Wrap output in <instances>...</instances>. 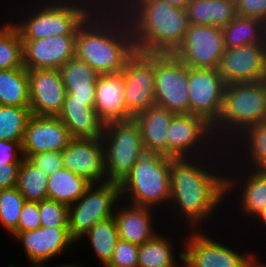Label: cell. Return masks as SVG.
<instances>
[{
    "instance_id": "obj_14",
    "label": "cell",
    "mask_w": 266,
    "mask_h": 267,
    "mask_svg": "<svg viewBox=\"0 0 266 267\" xmlns=\"http://www.w3.org/2000/svg\"><path fill=\"white\" fill-rule=\"evenodd\" d=\"M224 50L222 28L189 25L183 42L173 55L187 67L218 69Z\"/></svg>"
},
{
    "instance_id": "obj_13",
    "label": "cell",
    "mask_w": 266,
    "mask_h": 267,
    "mask_svg": "<svg viewBox=\"0 0 266 267\" xmlns=\"http://www.w3.org/2000/svg\"><path fill=\"white\" fill-rule=\"evenodd\" d=\"M225 87L218 69L188 67L189 114L213 126L222 111Z\"/></svg>"
},
{
    "instance_id": "obj_23",
    "label": "cell",
    "mask_w": 266,
    "mask_h": 267,
    "mask_svg": "<svg viewBox=\"0 0 266 267\" xmlns=\"http://www.w3.org/2000/svg\"><path fill=\"white\" fill-rule=\"evenodd\" d=\"M127 206L124 208L118 207L113 216L119 239L140 246L158 234L153 229V210L149 207L131 204Z\"/></svg>"
},
{
    "instance_id": "obj_10",
    "label": "cell",
    "mask_w": 266,
    "mask_h": 267,
    "mask_svg": "<svg viewBox=\"0 0 266 267\" xmlns=\"http://www.w3.org/2000/svg\"><path fill=\"white\" fill-rule=\"evenodd\" d=\"M198 230L182 240L179 258L186 267H256L254 253L242 255Z\"/></svg>"
},
{
    "instance_id": "obj_19",
    "label": "cell",
    "mask_w": 266,
    "mask_h": 267,
    "mask_svg": "<svg viewBox=\"0 0 266 267\" xmlns=\"http://www.w3.org/2000/svg\"><path fill=\"white\" fill-rule=\"evenodd\" d=\"M73 137L58 117L32 115L22 142L24 158L33 154L62 151Z\"/></svg>"
},
{
    "instance_id": "obj_3",
    "label": "cell",
    "mask_w": 266,
    "mask_h": 267,
    "mask_svg": "<svg viewBox=\"0 0 266 267\" xmlns=\"http://www.w3.org/2000/svg\"><path fill=\"white\" fill-rule=\"evenodd\" d=\"M125 16L136 51L148 54H173L189 27L186 9L164 0H132Z\"/></svg>"
},
{
    "instance_id": "obj_4",
    "label": "cell",
    "mask_w": 266,
    "mask_h": 267,
    "mask_svg": "<svg viewBox=\"0 0 266 267\" xmlns=\"http://www.w3.org/2000/svg\"><path fill=\"white\" fill-rule=\"evenodd\" d=\"M265 109L266 80L252 83L226 84L222 111L220 117L212 126L214 138L219 139L217 142L222 144L220 145L221 148L226 137L228 138L230 135L234 137L235 141H232V143L236 144V141H238L236 138H239V135L249 127L261 123ZM220 140L222 142H219Z\"/></svg>"
},
{
    "instance_id": "obj_44",
    "label": "cell",
    "mask_w": 266,
    "mask_h": 267,
    "mask_svg": "<svg viewBox=\"0 0 266 267\" xmlns=\"http://www.w3.org/2000/svg\"><path fill=\"white\" fill-rule=\"evenodd\" d=\"M21 162L0 160V190L16 187Z\"/></svg>"
},
{
    "instance_id": "obj_46",
    "label": "cell",
    "mask_w": 266,
    "mask_h": 267,
    "mask_svg": "<svg viewBox=\"0 0 266 267\" xmlns=\"http://www.w3.org/2000/svg\"><path fill=\"white\" fill-rule=\"evenodd\" d=\"M164 1H166L167 3H169V4L172 5V6L180 7V8L186 9L187 4H188L191 0H164Z\"/></svg>"
},
{
    "instance_id": "obj_16",
    "label": "cell",
    "mask_w": 266,
    "mask_h": 267,
    "mask_svg": "<svg viewBox=\"0 0 266 267\" xmlns=\"http://www.w3.org/2000/svg\"><path fill=\"white\" fill-rule=\"evenodd\" d=\"M63 168L91 184L107 182L105 152L101 138H73L62 150Z\"/></svg>"
},
{
    "instance_id": "obj_20",
    "label": "cell",
    "mask_w": 266,
    "mask_h": 267,
    "mask_svg": "<svg viewBox=\"0 0 266 267\" xmlns=\"http://www.w3.org/2000/svg\"><path fill=\"white\" fill-rule=\"evenodd\" d=\"M20 240L31 267H44L54 256L76 243L68 227H40L36 230L18 232L13 235Z\"/></svg>"
},
{
    "instance_id": "obj_11",
    "label": "cell",
    "mask_w": 266,
    "mask_h": 267,
    "mask_svg": "<svg viewBox=\"0 0 266 267\" xmlns=\"http://www.w3.org/2000/svg\"><path fill=\"white\" fill-rule=\"evenodd\" d=\"M166 133L167 156L171 158H198L204 152V155L208 154L205 151L210 150V148L206 149L210 145L208 143H211V146H217L216 144H218L216 141L212 142L216 140L213 138L212 125L203 117L189 113L175 114L170 121ZM202 149L204 150L202 151Z\"/></svg>"
},
{
    "instance_id": "obj_17",
    "label": "cell",
    "mask_w": 266,
    "mask_h": 267,
    "mask_svg": "<svg viewBox=\"0 0 266 267\" xmlns=\"http://www.w3.org/2000/svg\"><path fill=\"white\" fill-rule=\"evenodd\" d=\"M28 76L31 114L57 117L63 108L66 95L59 70H28Z\"/></svg>"
},
{
    "instance_id": "obj_28",
    "label": "cell",
    "mask_w": 266,
    "mask_h": 267,
    "mask_svg": "<svg viewBox=\"0 0 266 267\" xmlns=\"http://www.w3.org/2000/svg\"><path fill=\"white\" fill-rule=\"evenodd\" d=\"M90 185L84 177L61 168L48 178L47 199L71 206Z\"/></svg>"
},
{
    "instance_id": "obj_35",
    "label": "cell",
    "mask_w": 266,
    "mask_h": 267,
    "mask_svg": "<svg viewBox=\"0 0 266 267\" xmlns=\"http://www.w3.org/2000/svg\"><path fill=\"white\" fill-rule=\"evenodd\" d=\"M30 108L0 105V140L23 141Z\"/></svg>"
},
{
    "instance_id": "obj_39",
    "label": "cell",
    "mask_w": 266,
    "mask_h": 267,
    "mask_svg": "<svg viewBox=\"0 0 266 267\" xmlns=\"http://www.w3.org/2000/svg\"><path fill=\"white\" fill-rule=\"evenodd\" d=\"M139 246L119 239L110 262L105 267H138Z\"/></svg>"
},
{
    "instance_id": "obj_22",
    "label": "cell",
    "mask_w": 266,
    "mask_h": 267,
    "mask_svg": "<svg viewBox=\"0 0 266 267\" xmlns=\"http://www.w3.org/2000/svg\"><path fill=\"white\" fill-rule=\"evenodd\" d=\"M73 138H101L104 124L94 109V101L72 100L66 93L63 108L57 116Z\"/></svg>"
},
{
    "instance_id": "obj_37",
    "label": "cell",
    "mask_w": 266,
    "mask_h": 267,
    "mask_svg": "<svg viewBox=\"0 0 266 267\" xmlns=\"http://www.w3.org/2000/svg\"><path fill=\"white\" fill-rule=\"evenodd\" d=\"M25 202L16 187L0 190V223L11 234L18 233L20 213Z\"/></svg>"
},
{
    "instance_id": "obj_7",
    "label": "cell",
    "mask_w": 266,
    "mask_h": 267,
    "mask_svg": "<svg viewBox=\"0 0 266 267\" xmlns=\"http://www.w3.org/2000/svg\"><path fill=\"white\" fill-rule=\"evenodd\" d=\"M102 142L107 182L121 183L146 152L138 123L133 119L104 125Z\"/></svg>"
},
{
    "instance_id": "obj_18",
    "label": "cell",
    "mask_w": 266,
    "mask_h": 267,
    "mask_svg": "<svg viewBox=\"0 0 266 267\" xmlns=\"http://www.w3.org/2000/svg\"><path fill=\"white\" fill-rule=\"evenodd\" d=\"M76 36L57 35L39 40H22L24 67L27 70H58L75 58Z\"/></svg>"
},
{
    "instance_id": "obj_27",
    "label": "cell",
    "mask_w": 266,
    "mask_h": 267,
    "mask_svg": "<svg viewBox=\"0 0 266 267\" xmlns=\"http://www.w3.org/2000/svg\"><path fill=\"white\" fill-rule=\"evenodd\" d=\"M224 48L231 49L248 44H266V24L257 18L236 15L222 28Z\"/></svg>"
},
{
    "instance_id": "obj_34",
    "label": "cell",
    "mask_w": 266,
    "mask_h": 267,
    "mask_svg": "<svg viewBox=\"0 0 266 267\" xmlns=\"http://www.w3.org/2000/svg\"><path fill=\"white\" fill-rule=\"evenodd\" d=\"M23 43L13 22L0 27V70L23 68Z\"/></svg>"
},
{
    "instance_id": "obj_5",
    "label": "cell",
    "mask_w": 266,
    "mask_h": 267,
    "mask_svg": "<svg viewBox=\"0 0 266 267\" xmlns=\"http://www.w3.org/2000/svg\"><path fill=\"white\" fill-rule=\"evenodd\" d=\"M121 197L129 204L149 207L170 202V157L145 152L119 184ZM130 196V197H129ZM154 206V208H153Z\"/></svg>"
},
{
    "instance_id": "obj_31",
    "label": "cell",
    "mask_w": 266,
    "mask_h": 267,
    "mask_svg": "<svg viewBox=\"0 0 266 267\" xmlns=\"http://www.w3.org/2000/svg\"><path fill=\"white\" fill-rule=\"evenodd\" d=\"M49 176L24 158L19 165L16 189L25 201L40 202L47 199Z\"/></svg>"
},
{
    "instance_id": "obj_9",
    "label": "cell",
    "mask_w": 266,
    "mask_h": 267,
    "mask_svg": "<svg viewBox=\"0 0 266 267\" xmlns=\"http://www.w3.org/2000/svg\"><path fill=\"white\" fill-rule=\"evenodd\" d=\"M188 67L173 54H155V105L189 113Z\"/></svg>"
},
{
    "instance_id": "obj_38",
    "label": "cell",
    "mask_w": 266,
    "mask_h": 267,
    "mask_svg": "<svg viewBox=\"0 0 266 267\" xmlns=\"http://www.w3.org/2000/svg\"><path fill=\"white\" fill-rule=\"evenodd\" d=\"M41 227H68L69 206L45 199L38 202Z\"/></svg>"
},
{
    "instance_id": "obj_29",
    "label": "cell",
    "mask_w": 266,
    "mask_h": 267,
    "mask_svg": "<svg viewBox=\"0 0 266 267\" xmlns=\"http://www.w3.org/2000/svg\"><path fill=\"white\" fill-rule=\"evenodd\" d=\"M0 105L29 108V76L25 67L0 70Z\"/></svg>"
},
{
    "instance_id": "obj_33",
    "label": "cell",
    "mask_w": 266,
    "mask_h": 267,
    "mask_svg": "<svg viewBox=\"0 0 266 267\" xmlns=\"http://www.w3.org/2000/svg\"><path fill=\"white\" fill-rule=\"evenodd\" d=\"M104 267L110 262L119 240L114 217L97 222L85 235Z\"/></svg>"
},
{
    "instance_id": "obj_30",
    "label": "cell",
    "mask_w": 266,
    "mask_h": 267,
    "mask_svg": "<svg viewBox=\"0 0 266 267\" xmlns=\"http://www.w3.org/2000/svg\"><path fill=\"white\" fill-rule=\"evenodd\" d=\"M248 174L243 179L239 178L245 183L240 197V209L252 219L266 207V170L251 169L250 172L249 169Z\"/></svg>"
},
{
    "instance_id": "obj_8",
    "label": "cell",
    "mask_w": 266,
    "mask_h": 267,
    "mask_svg": "<svg viewBox=\"0 0 266 267\" xmlns=\"http://www.w3.org/2000/svg\"><path fill=\"white\" fill-rule=\"evenodd\" d=\"M120 198L119 183L91 184L84 195L69 206L68 228L71 238L77 242L97 222L113 217L116 206H121L116 204Z\"/></svg>"
},
{
    "instance_id": "obj_47",
    "label": "cell",
    "mask_w": 266,
    "mask_h": 267,
    "mask_svg": "<svg viewBox=\"0 0 266 267\" xmlns=\"http://www.w3.org/2000/svg\"><path fill=\"white\" fill-rule=\"evenodd\" d=\"M255 217H257L258 220H261V224L264 223V225L266 226V207Z\"/></svg>"
},
{
    "instance_id": "obj_26",
    "label": "cell",
    "mask_w": 266,
    "mask_h": 267,
    "mask_svg": "<svg viewBox=\"0 0 266 267\" xmlns=\"http://www.w3.org/2000/svg\"><path fill=\"white\" fill-rule=\"evenodd\" d=\"M189 25L223 28L236 17L235 0H191L186 7Z\"/></svg>"
},
{
    "instance_id": "obj_1",
    "label": "cell",
    "mask_w": 266,
    "mask_h": 267,
    "mask_svg": "<svg viewBox=\"0 0 266 267\" xmlns=\"http://www.w3.org/2000/svg\"><path fill=\"white\" fill-rule=\"evenodd\" d=\"M203 155L194 158L170 157V203L173 209L185 219L190 226L199 224L212 218L214 210L225 200V196L231 191L237 179L229 175L222 176L213 171L214 167L206 164L208 157ZM203 158L206 160H203ZM201 159V160H200ZM197 160V162H196ZM202 161L203 166L201 165ZM205 162V164L203 163ZM206 167V168H205ZM180 209V210H179ZM191 222V223H190ZM194 224V225H193Z\"/></svg>"
},
{
    "instance_id": "obj_25",
    "label": "cell",
    "mask_w": 266,
    "mask_h": 267,
    "mask_svg": "<svg viewBox=\"0 0 266 267\" xmlns=\"http://www.w3.org/2000/svg\"><path fill=\"white\" fill-rule=\"evenodd\" d=\"M66 93L72 100L95 101L96 83L99 74L86 62L70 59L59 69Z\"/></svg>"
},
{
    "instance_id": "obj_49",
    "label": "cell",
    "mask_w": 266,
    "mask_h": 267,
    "mask_svg": "<svg viewBox=\"0 0 266 267\" xmlns=\"http://www.w3.org/2000/svg\"><path fill=\"white\" fill-rule=\"evenodd\" d=\"M256 267H266V264H261L260 261H257V258H256Z\"/></svg>"
},
{
    "instance_id": "obj_15",
    "label": "cell",
    "mask_w": 266,
    "mask_h": 267,
    "mask_svg": "<svg viewBox=\"0 0 266 267\" xmlns=\"http://www.w3.org/2000/svg\"><path fill=\"white\" fill-rule=\"evenodd\" d=\"M218 70L226 84L266 80V44L225 49Z\"/></svg>"
},
{
    "instance_id": "obj_2",
    "label": "cell",
    "mask_w": 266,
    "mask_h": 267,
    "mask_svg": "<svg viewBox=\"0 0 266 267\" xmlns=\"http://www.w3.org/2000/svg\"><path fill=\"white\" fill-rule=\"evenodd\" d=\"M135 52L132 30L123 13H90L77 29L75 57L99 75L122 71Z\"/></svg>"
},
{
    "instance_id": "obj_41",
    "label": "cell",
    "mask_w": 266,
    "mask_h": 267,
    "mask_svg": "<svg viewBox=\"0 0 266 267\" xmlns=\"http://www.w3.org/2000/svg\"><path fill=\"white\" fill-rule=\"evenodd\" d=\"M41 227L38 202L25 201L19 217L18 232L36 230Z\"/></svg>"
},
{
    "instance_id": "obj_40",
    "label": "cell",
    "mask_w": 266,
    "mask_h": 267,
    "mask_svg": "<svg viewBox=\"0 0 266 267\" xmlns=\"http://www.w3.org/2000/svg\"><path fill=\"white\" fill-rule=\"evenodd\" d=\"M28 160L48 176L63 168L62 151H48L33 154Z\"/></svg>"
},
{
    "instance_id": "obj_50",
    "label": "cell",
    "mask_w": 266,
    "mask_h": 267,
    "mask_svg": "<svg viewBox=\"0 0 266 267\" xmlns=\"http://www.w3.org/2000/svg\"><path fill=\"white\" fill-rule=\"evenodd\" d=\"M262 123H264V124L266 125V109H265V114H264V117H263Z\"/></svg>"
},
{
    "instance_id": "obj_32",
    "label": "cell",
    "mask_w": 266,
    "mask_h": 267,
    "mask_svg": "<svg viewBox=\"0 0 266 267\" xmlns=\"http://www.w3.org/2000/svg\"><path fill=\"white\" fill-rule=\"evenodd\" d=\"M172 244L169 238L156 234L139 246L138 267H180L176 262Z\"/></svg>"
},
{
    "instance_id": "obj_21",
    "label": "cell",
    "mask_w": 266,
    "mask_h": 267,
    "mask_svg": "<svg viewBox=\"0 0 266 267\" xmlns=\"http://www.w3.org/2000/svg\"><path fill=\"white\" fill-rule=\"evenodd\" d=\"M124 89L123 70L99 75L96 83L94 109L104 125L111 122L128 121L134 118L127 111Z\"/></svg>"
},
{
    "instance_id": "obj_24",
    "label": "cell",
    "mask_w": 266,
    "mask_h": 267,
    "mask_svg": "<svg viewBox=\"0 0 266 267\" xmlns=\"http://www.w3.org/2000/svg\"><path fill=\"white\" fill-rule=\"evenodd\" d=\"M175 114L166 108L153 105L137 114L138 123L146 152L167 156V130Z\"/></svg>"
},
{
    "instance_id": "obj_6",
    "label": "cell",
    "mask_w": 266,
    "mask_h": 267,
    "mask_svg": "<svg viewBox=\"0 0 266 267\" xmlns=\"http://www.w3.org/2000/svg\"><path fill=\"white\" fill-rule=\"evenodd\" d=\"M71 2V3H70ZM76 0H48L13 24L22 40H39L61 35H77L79 25L90 12ZM36 9V10H35ZM28 15V16H27ZM29 17V18H28Z\"/></svg>"
},
{
    "instance_id": "obj_36",
    "label": "cell",
    "mask_w": 266,
    "mask_h": 267,
    "mask_svg": "<svg viewBox=\"0 0 266 267\" xmlns=\"http://www.w3.org/2000/svg\"><path fill=\"white\" fill-rule=\"evenodd\" d=\"M239 136L242 137L238 138L240 139L238 141V144L242 140L241 143L245 145L243 147V150L247 149L244 150L246 154H243L245 156L247 155L246 157L250 159H246L247 162L250 161L249 163H251L250 165L252 166V168L250 166V169L266 170V125L262 122L259 124H255L254 126H251L247 130H245ZM246 142L249 143L247 144Z\"/></svg>"
},
{
    "instance_id": "obj_12",
    "label": "cell",
    "mask_w": 266,
    "mask_h": 267,
    "mask_svg": "<svg viewBox=\"0 0 266 267\" xmlns=\"http://www.w3.org/2000/svg\"><path fill=\"white\" fill-rule=\"evenodd\" d=\"M123 72L126 108L135 117L155 105V54L136 51L127 60Z\"/></svg>"
},
{
    "instance_id": "obj_45",
    "label": "cell",
    "mask_w": 266,
    "mask_h": 267,
    "mask_svg": "<svg viewBox=\"0 0 266 267\" xmlns=\"http://www.w3.org/2000/svg\"><path fill=\"white\" fill-rule=\"evenodd\" d=\"M22 142L0 140V160L22 161L24 159Z\"/></svg>"
},
{
    "instance_id": "obj_43",
    "label": "cell",
    "mask_w": 266,
    "mask_h": 267,
    "mask_svg": "<svg viewBox=\"0 0 266 267\" xmlns=\"http://www.w3.org/2000/svg\"><path fill=\"white\" fill-rule=\"evenodd\" d=\"M236 13L257 18L266 24V0H235Z\"/></svg>"
},
{
    "instance_id": "obj_42",
    "label": "cell",
    "mask_w": 266,
    "mask_h": 267,
    "mask_svg": "<svg viewBox=\"0 0 266 267\" xmlns=\"http://www.w3.org/2000/svg\"><path fill=\"white\" fill-rule=\"evenodd\" d=\"M77 2H79L81 5H85L84 7L90 12V13H115V14H125L127 11H128V9L130 8V4H131V0H105V1H103V0H94V1H92V0H84V1H82V0H76ZM96 2V3H95ZM101 2V3H100ZM104 2V3H103ZM115 2V3H114ZM121 2V3H120ZM92 3V4H91ZM106 3V4H105ZM107 3H109V4H107ZM97 6H96V5ZM99 4H103L102 6L101 5H99ZM111 4H113V5H111ZM115 5V6H114ZM97 7V8H94V7ZM110 8H112V9H110ZM112 6V7H111ZM108 7V8H107ZM114 7V8H113ZM124 7V8H123ZM94 8V9H93ZM97 9V10H96ZM106 10V11H105ZM123 10V11H122ZM94 11V12H93ZM100 11V12H99ZM104 11V12H103ZM107 11H109V12H107Z\"/></svg>"
},
{
    "instance_id": "obj_48",
    "label": "cell",
    "mask_w": 266,
    "mask_h": 267,
    "mask_svg": "<svg viewBox=\"0 0 266 267\" xmlns=\"http://www.w3.org/2000/svg\"><path fill=\"white\" fill-rule=\"evenodd\" d=\"M46 267V266H45ZM59 267V266H58ZM60 267H81V266H79V265H77V264H63V265H61Z\"/></svg>"
}]
</instances>
